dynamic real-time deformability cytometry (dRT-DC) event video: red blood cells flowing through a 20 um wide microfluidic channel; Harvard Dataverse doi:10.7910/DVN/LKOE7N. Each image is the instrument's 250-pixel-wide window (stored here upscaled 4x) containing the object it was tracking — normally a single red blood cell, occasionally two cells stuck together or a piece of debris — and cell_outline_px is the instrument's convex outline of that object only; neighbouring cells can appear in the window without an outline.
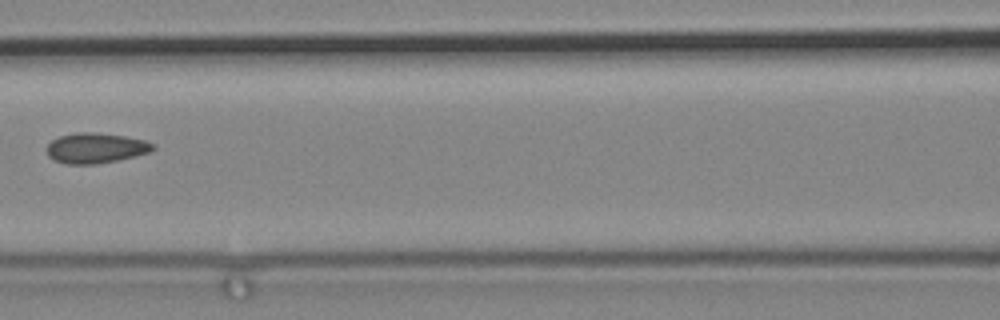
{"species": "common noctule bat (a hibernating species)", "species_latin": "Nyctalus noctula", "temperature_condition": "cold", "stored_images_in_passage": 8, "camera_frame_rate_fps": 3000, "um_per_image_px": 0.085, "animal": {"sex": "male", "body_mass_g": 19.2, "forearm_length_mm": 51.8}, "frame": {"image": 1, "passage_image": 8, "time_ms": 2.333, "image_size_px": [1000, 320], "cell_outline_px": [[156, 148], [152, 152], [136, 156], [96, 164], [68, 164], [56, 160], [48, 156], [48, 144], [52, 140], [60, 136], [76, 132], [92, 132], [124, 136], [144, 140], [156, 144]], "centroid_in_image_um": [8.19, 12.58], "position_along_channel_um": 158.4, "area_um2": 18.67}}